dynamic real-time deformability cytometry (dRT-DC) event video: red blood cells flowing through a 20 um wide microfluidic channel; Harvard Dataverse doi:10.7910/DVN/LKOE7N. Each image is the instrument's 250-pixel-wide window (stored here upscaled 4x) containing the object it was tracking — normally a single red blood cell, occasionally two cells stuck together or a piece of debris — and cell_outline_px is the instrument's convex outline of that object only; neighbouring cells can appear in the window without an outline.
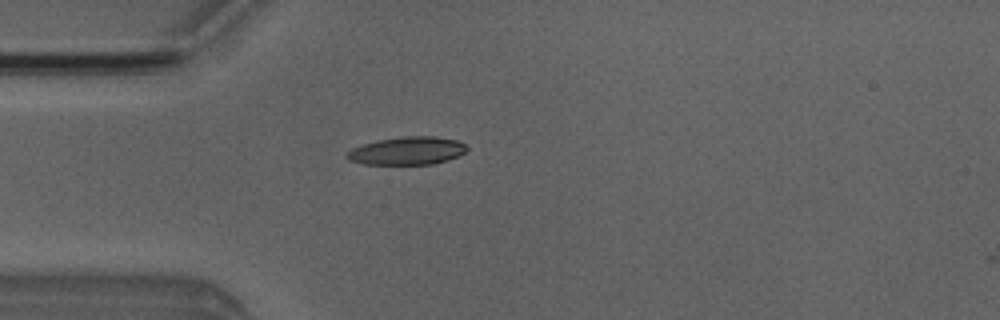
{"species": "Egyptian fruit bat (a non-hibernating species)", "species_latin": "Rousettus aegyptiacus", "temperature_condition": "room temperature", "stored_images_in_passage": 4, "camera_frame_rate_fps": 3000, "um_per_image_px": 0.085, "animal": {"sex": "male"}, "frame": {"image": 1, "passage_image": 3, "time_ms": 2.333, "image_size_px": [1000, 320], "cell_outline_px": [[468, 148], [464, 152], [448, 160], [432, 164], [364, 164], [348, 160], [344, 156], [352, 148], [376, 140], [400, 136], [436, 136], [456, 140], [464, 144]], "centroid_in_image_um": [34.58, 12.81], "position_along_channel_um": 50.4, "area_um2": 19.54}}